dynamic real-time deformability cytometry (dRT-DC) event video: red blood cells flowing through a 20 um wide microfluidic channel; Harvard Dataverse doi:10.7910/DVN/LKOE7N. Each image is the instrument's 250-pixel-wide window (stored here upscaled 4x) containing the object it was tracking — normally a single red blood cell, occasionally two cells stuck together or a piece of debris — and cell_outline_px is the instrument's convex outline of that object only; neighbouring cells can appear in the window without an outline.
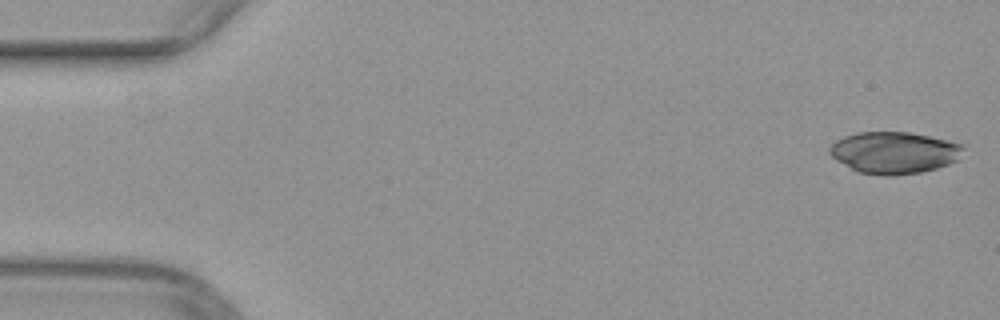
{"species": "common noctule bat (a hibernating species)", "species_latin": "Nyctalus noctula", "temperature_condition": "warm", "stored_images_in_passage": 9, "camera_frame_rate_fps": 3000, "um_per_image_px": 0.085, "animal": {"sex": "female", "body_mass_g": 29.2, "forearm_length_mm": 56.3}, "frame": {"image": 1, "passage_image": 1, "time_ms": 0.0, "image_size_px": [1000, 320], "cell_outline_px": [[964, 148], [956, 160], [948, 164], [936, 168], [920, 172], [892, 176], [880, 176], [856, 172], [836, 160], [828, 152], [828, 148], [836, 140], [844, 136], [856, 132], [908, 132], [948, 140], [964, 144]], "centroid_in_image_um": [75.96, 12.98], "position_along_channel_um": 9.0, "area_um2": 32.71}}